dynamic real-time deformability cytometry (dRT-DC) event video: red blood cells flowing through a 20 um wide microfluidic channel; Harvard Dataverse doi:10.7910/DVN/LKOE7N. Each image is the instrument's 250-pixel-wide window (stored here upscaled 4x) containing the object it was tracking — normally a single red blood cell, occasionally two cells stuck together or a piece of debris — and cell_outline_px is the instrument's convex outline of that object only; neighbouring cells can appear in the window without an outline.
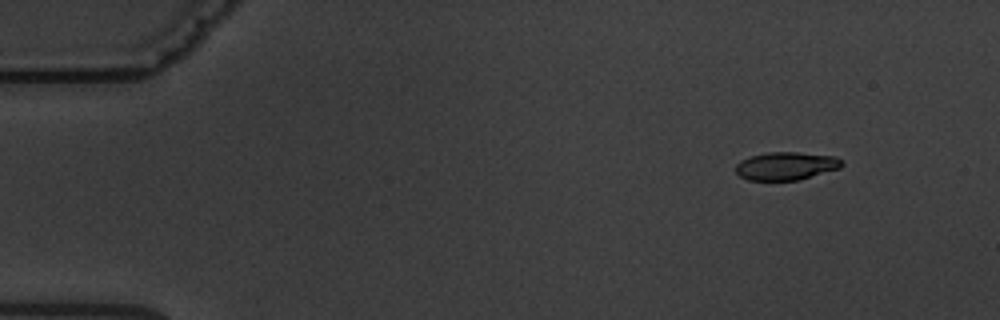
{"species": "common noctule bat (a hibernating species)", "species_latin": "Nyctalus noctula", "temperature_condition": "warm", "stored_images_in_passage": 4, "camera_frame_rate_fps": 3000, "um_per_image_px": 0.085, "animal": {"sex": "male", "body_mass_g": 19.5, "forearm_length_mm": 54.6}, "frame": {"image": 1, "passage_image": 1, "time_ms": 0.0, "image_size_px": [1000, 320], "cell_outline_px": [[844, 164], [840, 168], [800, 180], [748, 180], [740, 176], [736, 172], [736, 164], [740, 160], [752, 156], [768, 152], [800, 152], [836, 156], [844, 160]], "centroid_in_image_um": [66.86, 14.1], "position_along_channel_um": 18.1, "area_um2": 17.51}}
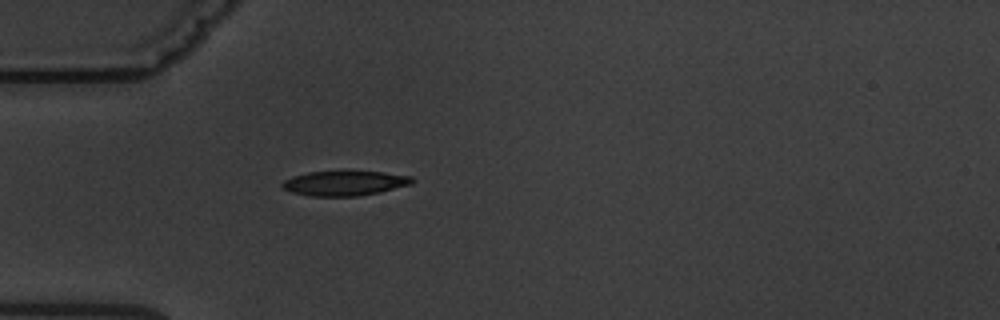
{"frame": {"image": 2, "passage_image": 4, "time_ms": 3.667, "image_size_px": [1000, 320], "cell_outline_px": [[416, 180], [412, 184], [380, 192], [360, 196], [308, 196], [292, 192], [284, 188], [280, 184], [284, 180], [292, 176], [308, 172], [344, 168], [384, 172], [412, 176]], "centroid_in_image_um": [29.32, 15.52], "position_along_channel_um": 55.7, "area_um2": 19.83}}